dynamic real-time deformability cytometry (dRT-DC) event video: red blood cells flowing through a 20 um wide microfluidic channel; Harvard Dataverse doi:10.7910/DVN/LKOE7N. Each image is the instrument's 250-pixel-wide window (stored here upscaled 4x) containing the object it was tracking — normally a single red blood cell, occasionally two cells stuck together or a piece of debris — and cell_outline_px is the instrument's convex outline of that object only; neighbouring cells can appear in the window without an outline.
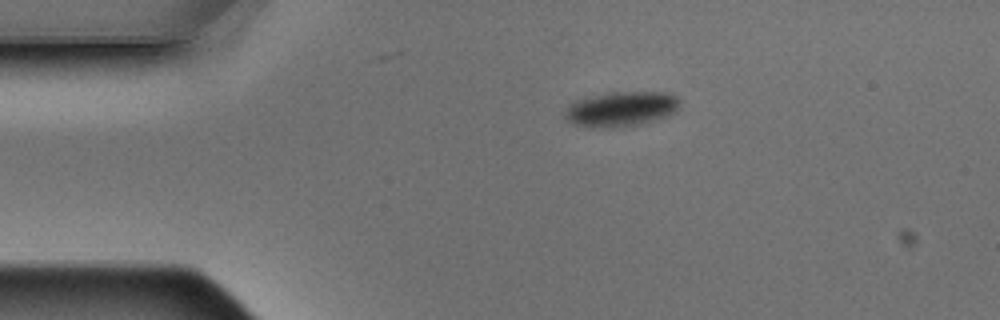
{"species": "Egyptian fruit bat (a non-hibernating species)", "species_latin": "Rousettus aegyptiacus", "temperature_condition": "warm", "stored_images_in_passage": 9, "camera_frame_rate_fps": 3000, "um_per_image_px": 0.085, "animal": {"sex": "male"}, "frame": {"image": 1, "passage_image": 1, "time_ms": 0.0, "image_size_px": [1000, 320], "cell_outline_px": [[680, 108], [676, 112], [668, 116], [640, 124], [572, 124], [564, 116], [564, 108], [572, 100], [608, 92], [668, 92], [676, 96], [680, 100]], "centroid_in_image_um": [52.84, 9.18], "position_along_channel_um": 32.2, "area_um2": 22.77}}
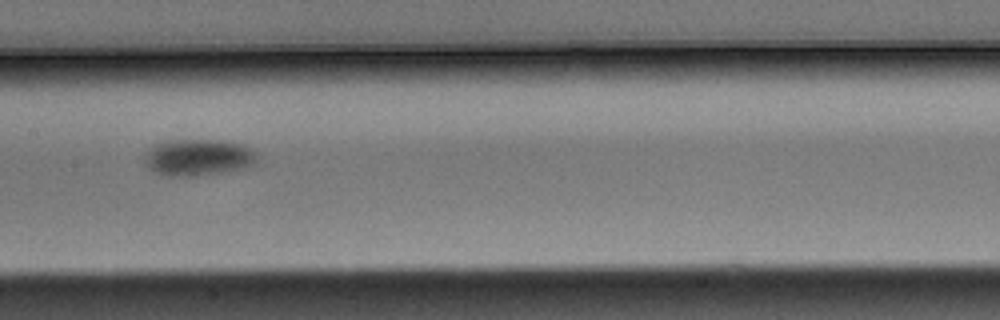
{"frame": {"image": 2, "passage_image": 6, "time_ms": 1.667, "image_size_px": [1000, 320], "cell_outline_px": [[256, 164], [244, 168], [196, 176], [160, 176], [148, 168], [144, 160], [144, 156], [148, 148], [164, 140], [220, 140], [240, 144], [252, 148], [256, 156]], "centroid_in_image_um": [16.79, 13.38], "position_along_channel_um": 190.6, "area_um2": 24.22}}
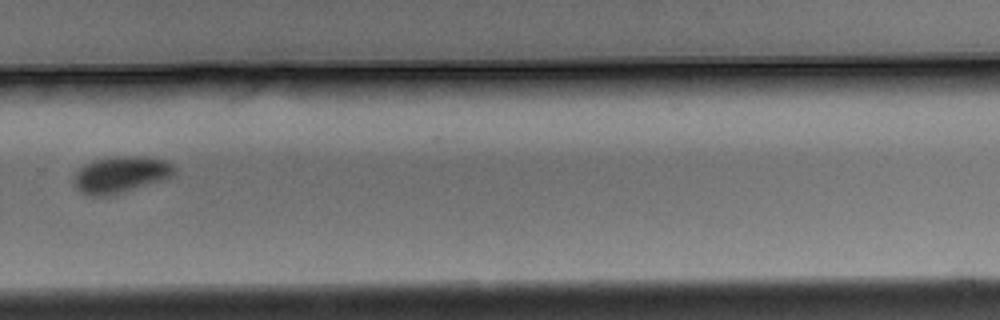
{"frame": {"image": 3, "passage_image": 9, "time_ms": 2.667, "image_size_px": [1000, 320], "cell_outline_px": [[176, 176], [164, 180], [112, 196], [88, 196], [80, 192], [72, 184], [72, 176], [84, 164], [92, 160], [116, 156], [148, 156], [164, 160], [172, 164], [176, 168]], "centroid_in_image_um": [10.26, 14.85], "position_along_channel_um": 319.5, "area_um2": 22.14}}